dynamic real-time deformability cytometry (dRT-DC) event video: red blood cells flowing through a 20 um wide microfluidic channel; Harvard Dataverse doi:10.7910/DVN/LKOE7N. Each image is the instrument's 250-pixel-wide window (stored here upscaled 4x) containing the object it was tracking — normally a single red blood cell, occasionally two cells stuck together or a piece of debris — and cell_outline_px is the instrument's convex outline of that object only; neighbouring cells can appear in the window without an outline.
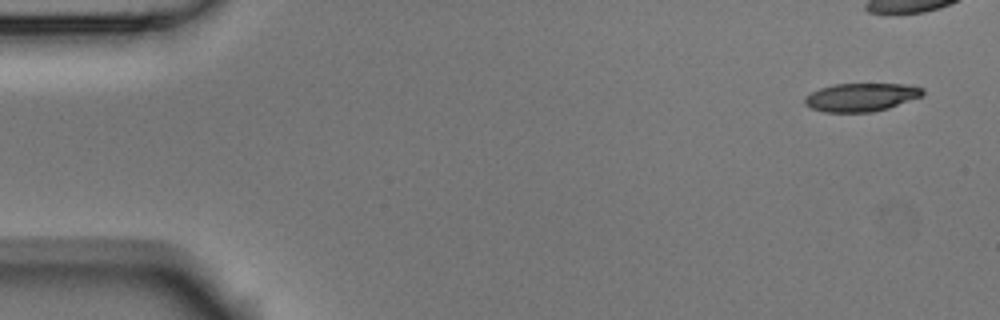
{"species": "Egyptian fruit bat (a non-hibernating species)", "species_latin": "Rousettus aegyptiacus", "temperature_condition": "room temperature", "stored_images_in_passage": 7, "camera_frame_rate_fps": 3000, "um_per_image_px": 0.085, "animal": {"sex": "male"}, "frame": {"image": 1, "passage_image": 1, "time_ms": 0.0, "image_size_px": [1000, 320], "cell_outline_px": [[924, 96], [888, 108], [872, 112], [824, 112], [812, 108], [804, 104], [804, 96], [820, 88], [832, 84], [904, 84], [924, 88]], "centroid_in_image_um": [73.2, 8.26], "position_along_channel_um": 11.8, "area_um2": 19.54}}
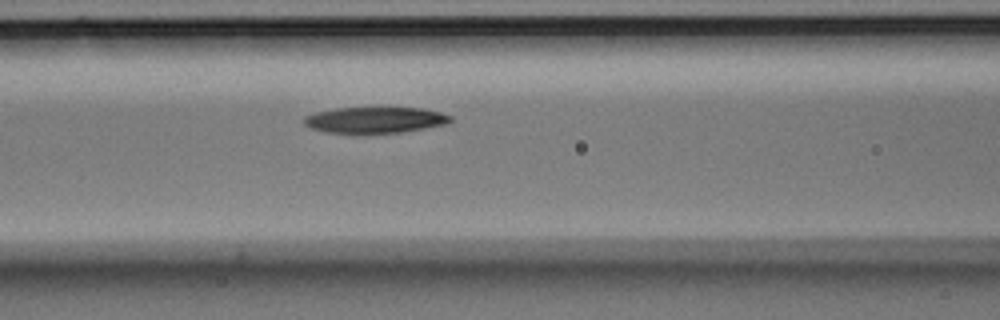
{"frame": {"image": 2, "passage_image": 7, "time_ms": 2.0, "image_size_px": [1000, 320], "cell_outline_px": [[452, 120], [448, 124], [400, 132], [324, 132], [312, 128], [304, 124], [304, 116], [316, 112], [336, 108], [424, 108], [440, 112], [452, 116]], "centroid_in_image_um": [31.91, 10.18], "position_along_channel_um": 134.7, "area_um2": 21.91}}